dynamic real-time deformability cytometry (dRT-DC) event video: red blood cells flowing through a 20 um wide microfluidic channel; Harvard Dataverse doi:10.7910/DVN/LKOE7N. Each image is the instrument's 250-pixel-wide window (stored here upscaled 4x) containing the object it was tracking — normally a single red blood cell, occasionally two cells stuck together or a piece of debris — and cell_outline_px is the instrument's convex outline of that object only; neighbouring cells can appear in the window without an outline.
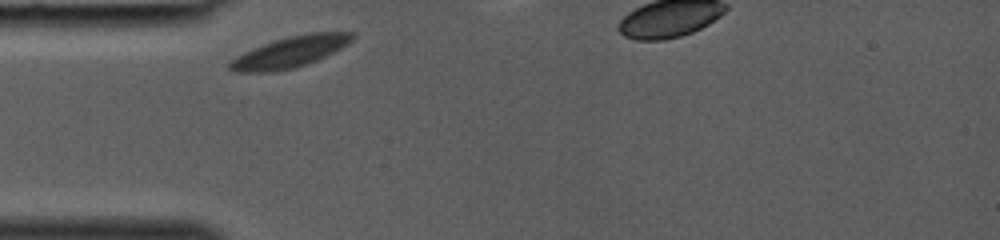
{"species": "common noctule bat (a hibernating species)", "species_latin": "Nyctalus noctula", "temperature_condition": "room temperature", "stored_images_in_passage": 7, "camera_frame_rate_fps": 3000, "um_per_image_px": 0.085, "animal": {"sex": "female", "body_mass_g": 19.0, "forearm_length_mm": 53.3}, "frame": {"image": 1, "passage_image": 1, "time_ms": 0.0, "image_size_px": [1000, 240], "cell_outline_px": [[356, 36], [348, 44], [316, 60], [292, 68], [272, 72], [236, 72], [228, 68], [228, 64], [236, 56], [252, 48], [288, 36], [312, 32], [352, 32]], "centroid_in_image_um": [24.64, 4.41], "position_along_channel_um": 60.4, "area_um2": 21.79}}
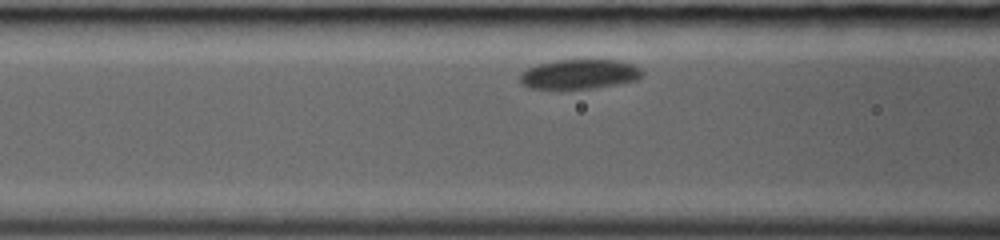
{"frame": {"image": 2, "passage_image": 5, "time_ms": 1.333, "image_size_px": [1000, 240], "cell_outline_px": [[644, 76], [636, 80], [616, 84], [592, 88], [528, 88], [520, 84], [520, 72], [536, 64], [556, 60], [620, 60], [632, 64], [640, 68], [644, 72]], "centroid_in_image_um": [49.24, 6.29], "position_along_channel_um": 117.4, "area_um2": 21.15}}